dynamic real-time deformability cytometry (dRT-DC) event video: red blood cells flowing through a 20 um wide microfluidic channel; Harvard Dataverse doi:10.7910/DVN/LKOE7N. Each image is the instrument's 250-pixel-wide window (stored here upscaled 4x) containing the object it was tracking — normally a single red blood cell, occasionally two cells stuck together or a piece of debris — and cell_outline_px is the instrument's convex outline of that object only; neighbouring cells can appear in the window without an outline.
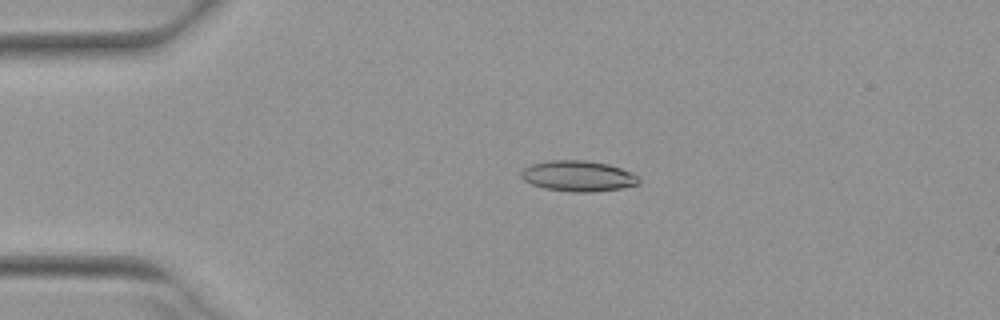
{"species": "Egyptian fruit bat (a non-hibernating species)", "species_latin": "Rousettus aegyptiacus", "temperature_condition": "warm", "stored_images_in_passage": 36, "camera_frame_rate_fps": 3000, "um_per_image_px": 0.085, "animal": {"sex": "female"}, "frame": {"image": 1, "passage_image": 3, "time_ms": 0.667, "image_size_px": [1000, 320], "cell_outline_px": [[640, 184], [624, 188], [592, 192], [572, 192], [544, 188], [532, 184], [524, 180], [520, 176], [520, 172], [524, 168], [532, 164], [548, 160], [584, 160], [608, 164], [632, 172], [640, 176]], "centroid_in_image_um": [49.18, 14.96], "position_along_channel_um": 35.8, "area_um2": 21.27}}
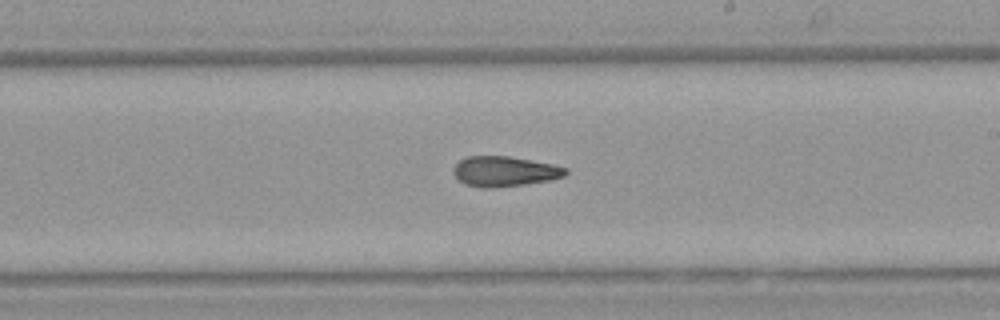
{"frame": {"image": 2, "passage_image": 22, "time_ms": 7.0, "image_size_px": [1000, 320], "cell_outline_px": [[568, 172], [564, 176], [548, 180], [524, 184], [492, 188], [484, 188], [464, 184], [452, 172], [452, 168], [460, 160], [468, 156], [508, 156], [556, 164], [568, 168]], "centroid_in_image_um": [42.9, 14.56], "position_along_channel_um": 246.1, "area_um2": 19.77}}
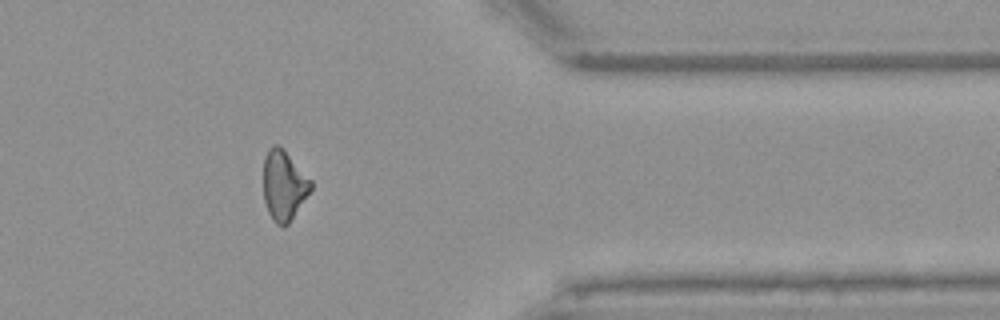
{"frame": {"image": 3, "passage_image": 34, "time_ms": 11.0, "image_size_px": [1000, 320], "cell_outline_px": [[312, 188], [288, 224], [276, 224], [272, 220], [268, 212], [264, 200], [264, 156], [268, 148], [272, 144], [280, 144], [284, 148], [312, 180]], "centroid_in_image_um": [24.12, 15.69], "position_along_channel_um": 387.3, "area_um2": 19.42}, "authors_computed_cell_mechanics": {"area_um2": 20.1433, "velocity_mm_per_s": 3.9557, "shape_relaxation_time_tau1_ms": null, "shape_relaxation_time_tau2_ms": 4.9801, "deformation_change_tau1": null, "deformation_change_tau2": 0.1529}}